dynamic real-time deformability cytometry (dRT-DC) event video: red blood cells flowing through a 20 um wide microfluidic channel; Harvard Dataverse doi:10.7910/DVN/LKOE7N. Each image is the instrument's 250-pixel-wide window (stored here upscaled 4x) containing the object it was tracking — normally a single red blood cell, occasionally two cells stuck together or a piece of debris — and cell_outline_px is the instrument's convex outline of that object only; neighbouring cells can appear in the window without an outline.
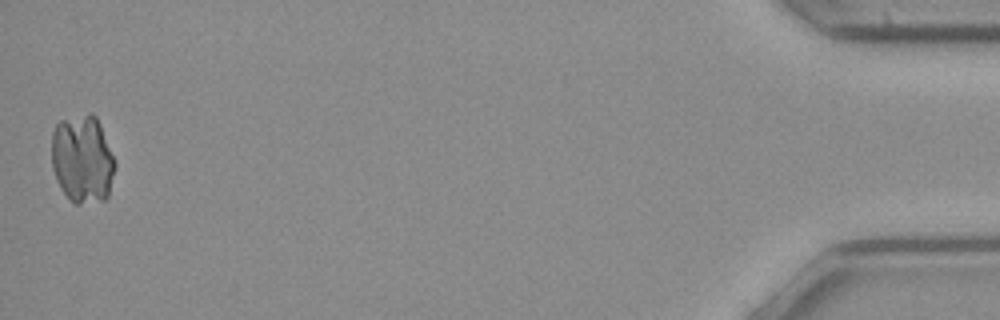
{"species": "common noctule bat (a hibernating species)", "species_latin": "Nyctalus noctula", "temperature_condition": "cold", "stored_images_in_passage": 40, "camera_frame_rate_fps": 3000, "um_per_image_px": 0.085, "animal": {"sex": "female", "body_mass_g": 21.9}, "frame": {"image": 1, "passage_image": 40, "time_ms": 13.0, "image_size_px": [1000, 320], "cell_outline_px": [[116, 168], [108, 196], [104, 200], [80, 204], [76, 204], [60, 188], [56, 180], [52, 168], [52, 132], [56, 124], [60, 120], [88, 112], [92, 112], [96, 116], [100, 124], [116, 160]], "centroid_in_image_um": [7.02, 13.5], "position_along_channel_um": 428.2, "area_um2": 33.06}}